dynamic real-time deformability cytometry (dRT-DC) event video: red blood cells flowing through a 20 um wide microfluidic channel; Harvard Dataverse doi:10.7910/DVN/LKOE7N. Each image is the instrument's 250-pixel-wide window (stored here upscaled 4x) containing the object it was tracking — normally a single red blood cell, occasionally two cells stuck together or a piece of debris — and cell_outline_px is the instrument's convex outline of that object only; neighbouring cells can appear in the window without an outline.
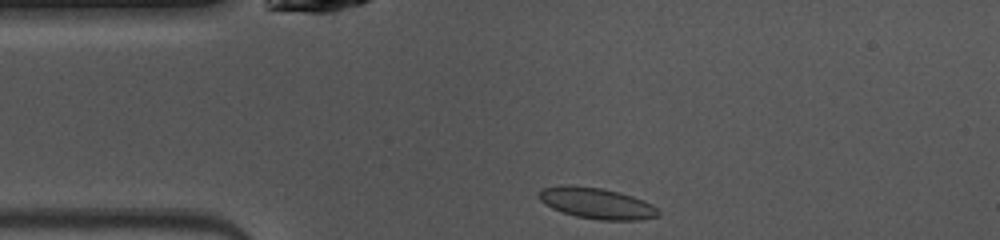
{"species": "common noctule bat (a hibernating species)", "species_latin": "Nyctalus noctula", "temperature_condition": "warm", "stored_images_in_passage": 39, "camera_frame_rate_fps": 3000, "um_per_image_px": 0.085, "animal": {"sex": "female", "body_mass_g": 10.0, "forearm_length_mm": 53.1}, "frame": {"image": 1, "passage_image": 1, "time_ms": 0.0, "image_size_px": [1000, 240], "cell_outline_px": [[660, 216], [640, 220], [600, 220], [576, 216], [552, 208], [544, 204], [540, 200], [540, 188], [600, 188], [620, 192], [644, 200], [652, 204], [660, 212]], "centroid_in_image_um": [50.84, 17.33], "position_along_channel_um": 34.2, "area_um2": 20.75}}
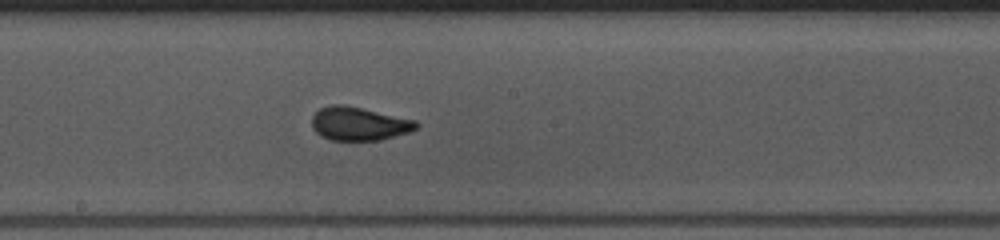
{"frame": {"image": 2, "passage_image": 16, "time_ms": 5.0, "image_size_px": [1000, 240], "cell_outline_px": [[420, 124], [416, 128], [408, 132], [380, 140], [332, 140], [320, 136], [312, 128], [312, 116], [320, 108], [332, 104], [340, 104], [360, 108], [416, 120]], "centroid_in_image_um": [30.49, 10.52], "position_along_channel_um": 217.7, "area_um2": 20.17}}
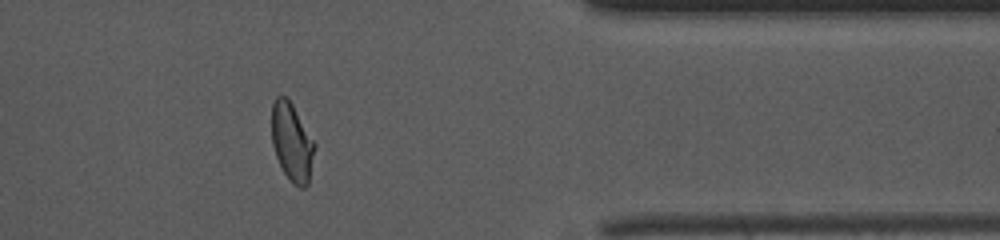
{"frame": {"image": 3, "passage_image": 30, "time_ms": 9.667, "image_size_px": [1000, 240], "cell_outline_px": [[316, 148], [308, 184], [304, 188], [300, 188], [292, 184], [284, 172], [276, 156], [272, 144], [272, 104], [276, 96], [284, 96], [292, 104], [316, 144]], "centroid_in_image_um": [24.82, 12.11], "position_along_channel_um": 386.6, "area_um2": 19.54}, "authors_computed_cell_mechanics": {"area_um2": 19.8832, "velocity_mm_per_s": 4.088, "shape_relaxation_time_tau1_ms": 6.5507, "shape_relaxation_time_tau2_ms": 0.7631, "deformation_change_tau1": 0.1658, "deformation_change_tau2": 0.0504}}